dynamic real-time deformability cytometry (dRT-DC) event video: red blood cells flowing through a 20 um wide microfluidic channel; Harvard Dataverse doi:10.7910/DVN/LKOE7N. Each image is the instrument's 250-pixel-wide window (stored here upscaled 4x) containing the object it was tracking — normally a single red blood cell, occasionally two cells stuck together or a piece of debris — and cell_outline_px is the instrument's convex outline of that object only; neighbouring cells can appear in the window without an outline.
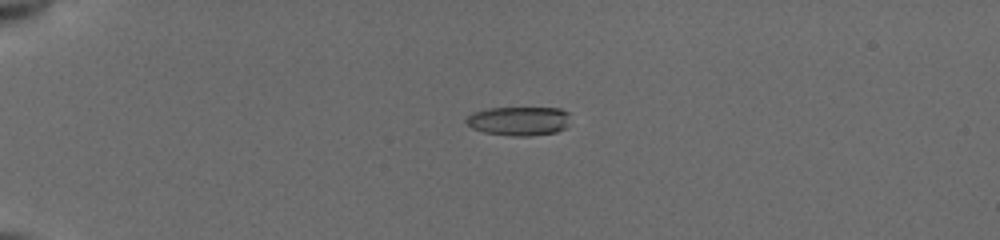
{"species": "common noctule bat (a hibernating species)", "species_latin": "Nyctalus noctula", "temperature_condition": "cold", "stored_images_in_passage": 55, "camera_frame_rate_fps": 3000, "um_per_image_px": 0.085, "animal": {"sex": "female", "body_mass_g": 19.5, "forearm_length_mm": 54.1}, "frame": {"image": 1, "passage_image": 15, "time_ms": 4.667, "image_size_px": [1000, 240], "cell_outline_px": [[568, 112], [564, 128], [556, 132], [528, 136], [512, 136], [484, 132], [472, 128], [464, 120], [472, 112], [488, 108], [560, 108]], "centroid_in_image_um": [44.04, 10.28], "position_along_channel_um": 41.0, "area_um2": 17.4}}
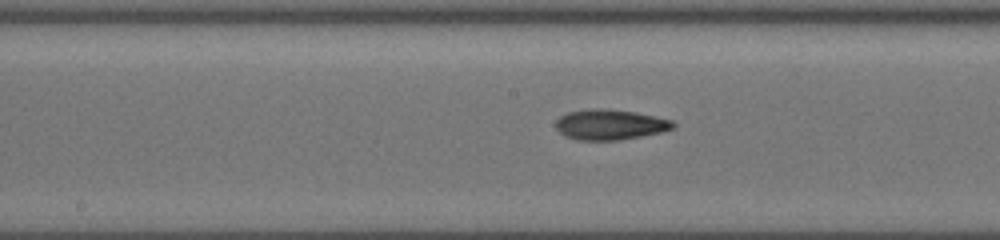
{"frame": {"image": 2, "passage_image": 31, "time_ms": 10.0, "image_size_px": [1000, 240], "cell_outline_px": [[676, 124], [672, 128], [660, 132], [620, 140], [576, 140], [564, 136], [556, 128], [556, 120], [560, 116], [568, 112], [588, 108], [608, 108], [636, 112], [672, 120]], "centroid_in_image_um": [51.81, 10.58], "position_along_channel_um": 196.4, "area_um2": 20.87}}
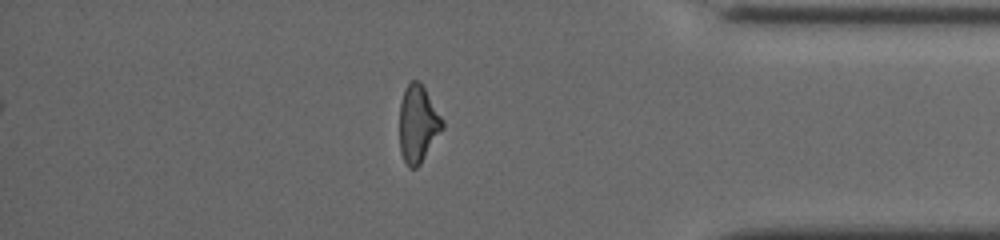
{"frame": {"image": 3, "passage_image": 48, "time_ms": 15.667, "image_size_px": [1000, 240], "cell_outline_px": [[444, 128], [420, 164], [416, 168], [408, 168], [400, 152], [400, 104], [404, 88], [412, 80], [420, 80], [444, 120]], "centroid_in_image_um": [35.53, 10.52], "position_along_channel_um": 399.7, "area_um2": 19.48}, "authors_computed_cell_mechanics": {"area_um2": 19.3052, "velocity_mm_per_s": 3.9542, "shape_relaxation_time_tau1_ms": 8.3902, "shape_relaxation_time_tau2_ms": 2.7435, "deformation_change_tau1": 0.2289, "deformation_change_tau2": 0.1105}}